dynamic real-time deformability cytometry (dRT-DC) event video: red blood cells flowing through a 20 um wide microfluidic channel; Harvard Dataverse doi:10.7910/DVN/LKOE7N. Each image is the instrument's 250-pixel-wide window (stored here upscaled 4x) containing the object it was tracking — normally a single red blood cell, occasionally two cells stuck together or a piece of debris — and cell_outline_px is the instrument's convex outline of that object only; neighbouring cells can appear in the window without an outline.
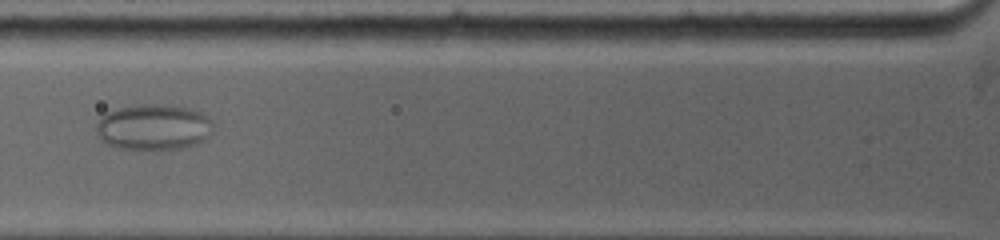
{"species": "common noctule bat (a hibernating species)", "species_latin": "Nyctalus noctula", "temperature_condition": "warm", "stored_images_in_passage": 20, "camera_frame_rate_fps": 5000, "um_per_image_px": 0.085, "animal": {"sex": "female", "body_mass_g": 19.0, "forearm_length_mm": 53.3}, "frame": {"image": 1, "passage_image": 4, "time_ms": 1.4, "image_size_px": [1000, 240], "cell_outline_px": [[212, 132], [204, 140], [196, 144], [184, 148], [116, 148], [108, 144], [96, 132], [96, 124], [104, 112], [120, 108], [144, 104], [164, 104], [188, 108], [204, 112], [212, 120]], "centroid_in_image_um": [13.08, 10.78], "position_along_channel_um": 112.7, "area_um2": 31.1}}